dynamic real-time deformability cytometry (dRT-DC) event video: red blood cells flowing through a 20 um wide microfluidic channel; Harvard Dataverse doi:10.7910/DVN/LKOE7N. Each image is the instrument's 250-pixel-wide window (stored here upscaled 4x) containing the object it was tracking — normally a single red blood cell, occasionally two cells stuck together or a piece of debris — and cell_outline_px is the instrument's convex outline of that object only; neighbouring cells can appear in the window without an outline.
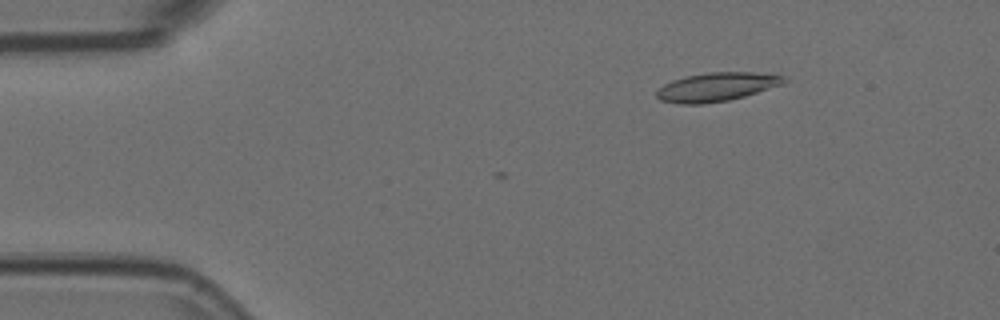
{"species": "Egyptian fruit bat (a non-hibernating species)", "species_latin": "Rousettus aegyptiacus", "temperature_condition": "room temperature", "stored_images_in_passage": 9, "camera_frame_rate_fps": 3000, "um_per_image_px": 0.085, "animal": {"sex": "female"}, "frame": {"image": 1, "passage_image": 6, "time_ms": 1.667, "image_size_px": [1000, 320], "cell_outline_px": [[788, 80], [780, 84], [744, 96], [728, 100], [704, 104], [680, 104], [660, 100], [656, 96], [656, 92], [664, 84], [672, 80], [684, 76], [708, 72], [776, 72], [788, 76]], "centroid_in_image_um": [60.96, 7.36], "position_along_channel_um": 24.0, "area_um2": 21.56}}